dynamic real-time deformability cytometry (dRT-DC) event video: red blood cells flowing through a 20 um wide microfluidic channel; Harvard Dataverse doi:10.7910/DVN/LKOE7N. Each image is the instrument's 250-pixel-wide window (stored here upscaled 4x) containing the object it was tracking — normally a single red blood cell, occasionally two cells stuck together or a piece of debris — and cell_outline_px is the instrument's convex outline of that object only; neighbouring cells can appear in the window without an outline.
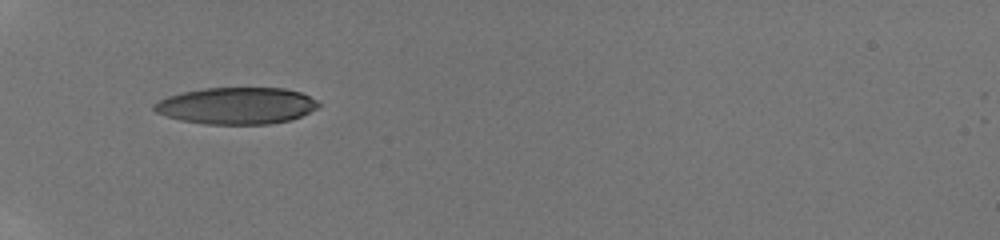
{"species": "human", "species_latin": "Homo sapiens", "temperature_condition": "room temperature", "stored_images_in_passage": 29, "camera_frame_rate_fps": 3000, "um_per_image_px": 0.085, "donor": {"sex": "male"}, "frame": {"image": 1, "passage_image": 1, "time_ms": 0.0, "image_size_px": [1000, 240], "cell_outline_px": [[320, 104], [316, 108], [292, 120], [268, 124], [204, 124], [180, 120], [156, 112], [152, 108], [152, 104], [168, 96], [184, 92], [204, 88], [284, 88], [300, 92], [316, 100]], "centroid_in_image_um": [20.09, 8.99], "position_along_channel_um": 64.9, "area_um2": 35.03}}
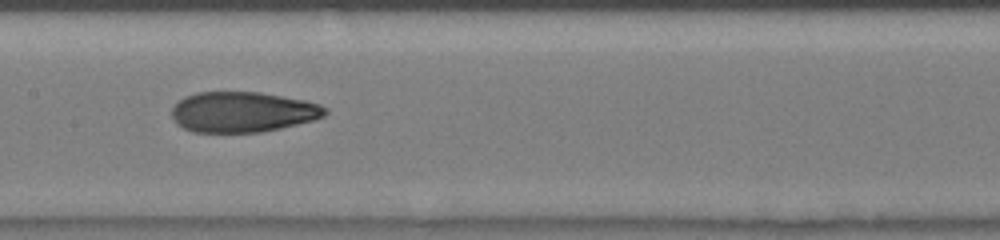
{"frame": {"image": 2, "passage_image": 10, "time_ms": 3.333, "image_size_px": [1000, 240], "cell_outline_px": [[328, 112], [324, 116], [316, 120], [280, 128], [260, 132], [192, 132], [176, 124], [172, 116], [172, 108], [184, 96], [196, 92], [260, 92], [304, 100], [320, 104], [328, 108]], "centroid_in_image_um": [20.64, 9.52], "position_along_channel_um": 186.8, "area_um2": 36.3}}
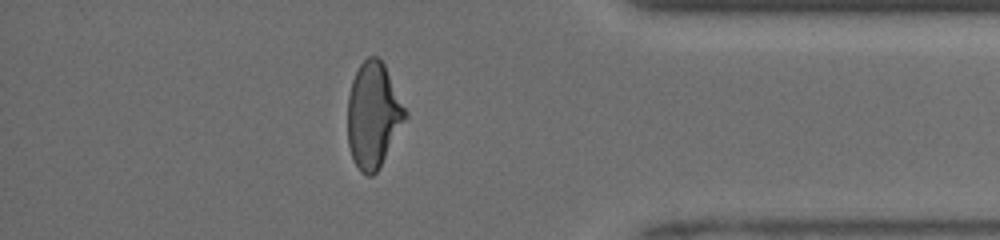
{"frame": {"image": 3, "passage_image": 24, "time_ms": 9.0, "image_size_px": [1000, 240], "cell_outline_px": [[408, 116], [380, 168], [372, 176], [368, 176], [360, 172], [352, 156], [348, 144], [348, 96], [352, 80], [360, 64], [368, 56], [376, 56], [384, 64], [408, 112]], "centroid_in_image_um": [31.74, 9.8], "position_along_channel_um": 403.5, "area_um2": 35.49}, "authors_computed_cell_mechanics": {"area_um2": 36.1828, "velocity_mm_per_s": 4.113, "shape_relaxation_time_tau1_ms": 7.6472, "shape_relaxation_time_tau2_ms": 1.408, "deformation_change_tau1": 0.2706, "deformation_change_tau2": 0.077}}